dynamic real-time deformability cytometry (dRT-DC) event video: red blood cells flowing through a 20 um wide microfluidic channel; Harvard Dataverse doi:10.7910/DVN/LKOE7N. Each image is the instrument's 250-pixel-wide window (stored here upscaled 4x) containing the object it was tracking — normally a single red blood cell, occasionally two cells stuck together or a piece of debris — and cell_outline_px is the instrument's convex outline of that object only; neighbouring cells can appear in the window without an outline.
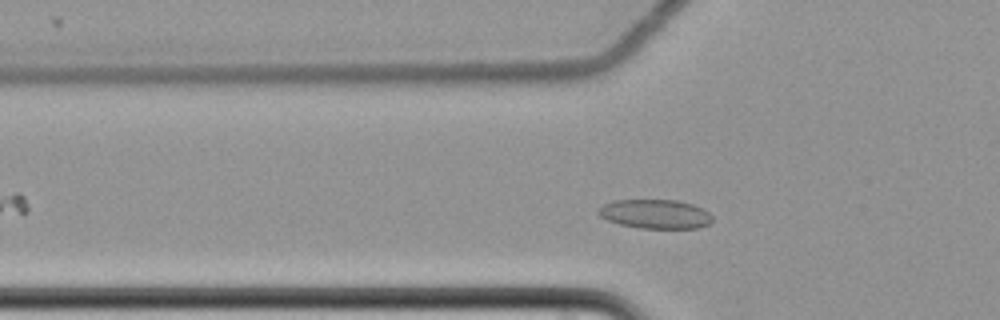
{"species": "common noctule bat (a hibernating species)", "species_latin": "Nyctalus noctula", "temperature_condition": "cold", "stored_images_in_passage": 46, "camera_frame_rate_fps": 3000, "um_per_image_px": 0.085, "animal": {"sex": "female", "body_mass_g": 22.7, "forearm_length_mm": 54.2}, "frame": {"image": 1, "passage_image": 10, "time_ms": 3.0, "image_size_px": [1000, 320], "cell_outline_px": [[712, 220], [708, 224], [700, 228], [640, 228], [620, 224], [608, 220], [600, 216], [596, 212], [604, 204], [612, 200], [676, 200], [692, 204], [708, 212], [712, 216]], "centroid_in_image_um": [55.69, 18.19], "position_along_channel_um": 70.1, "area_um2": 19.25}}
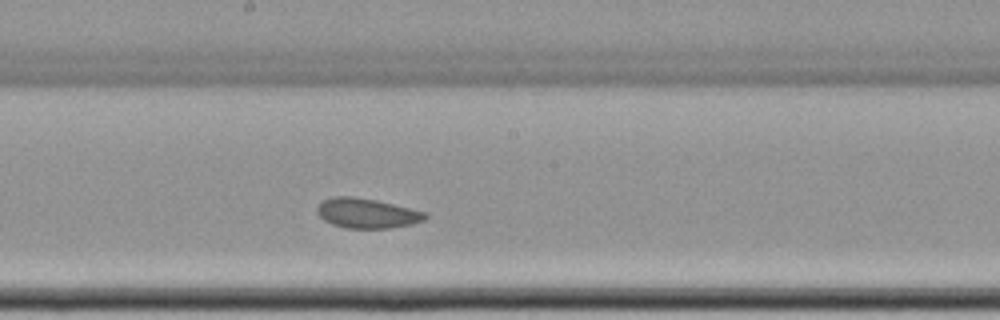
{"frame": {"image": 2, "passage_image": 23, "time_ms": 7.333, "image_size_px": [1000, 320], "cell_outline_px": [[428, 216], [424, 220], [412, 224], [388, 228], [344, 228], [332, 224], [324, 220], [316, 212], [316, 208], [324, 200], [332, 196], [352, 196], [376, 200], [428, 212]], "centroid_in_image_um": [31.19, 18.12], "position_along_channel_um": 217.0, "area_um2": 18.84}}
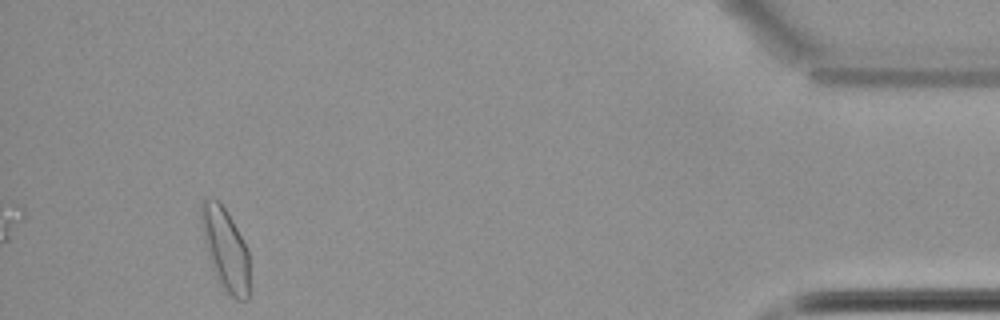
{"frame": {"image": 3, "passage_image": 46, "time_ms": 15.0, "image_size_px": [1000, 320], "cell_outline_px": [[248, 300], [236, 300], [220, 284], [216, 276], [204, 240], [200, 220], [200, 200], [220, 200], [228, 212], [248, 248]], "centroid_in_image_um": [19.16, 21.12], "position_along_channel_um": 416.0, "area_um2": 22.83}, "authors_computed_cell_mechanics": {"area_um2": 18.9295, "velocity_mm_per_s": 3.4428, "shape_relaxation_time_tau1_ms": 4.2191, "shape_relaxation_time_tau2_ms": 2.2089, "deformation_change_tau1": 0.0393, "deformation_change_tau2": 0.0487}}